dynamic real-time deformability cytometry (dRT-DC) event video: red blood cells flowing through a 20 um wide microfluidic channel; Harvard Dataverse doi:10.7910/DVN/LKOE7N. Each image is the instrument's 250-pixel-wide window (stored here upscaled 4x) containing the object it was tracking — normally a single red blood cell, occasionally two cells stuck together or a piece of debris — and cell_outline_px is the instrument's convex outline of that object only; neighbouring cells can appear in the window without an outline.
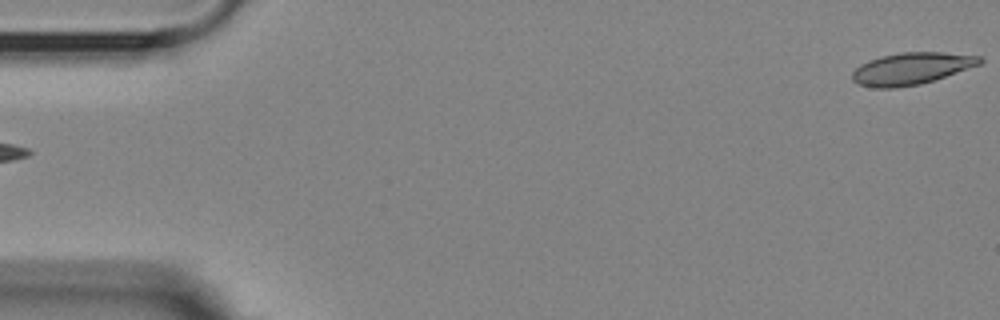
{"species": "Egyptian fruit bat (a non-hibernating species)", "species_latin": "Rousettus aegyptiacus", "temperature_condition": "room temperature", "stored_images_in_passage": 56, "camera_frame_rate_fps": 3000, "um_per_image_px": 0.085, "animal": {"sex": "female"}, "frame": {"image": 1, "passage_image": 1, "time_ms": 0.0, "image_size_px": [1000, 320], "cell_outline_px": [[984, 60], [980, 64], [920, 84], [896, 88], [876, 88], [856, 84], [852, 80], [852, 72], [860, 64], [868, 60], [880, 56], [900, 52], [940, 52], [980, 56]], "centroid_in_image_um": [77.4, 5.82], "position_along_channel_um": 7.6, "area_um2": 23.64}}
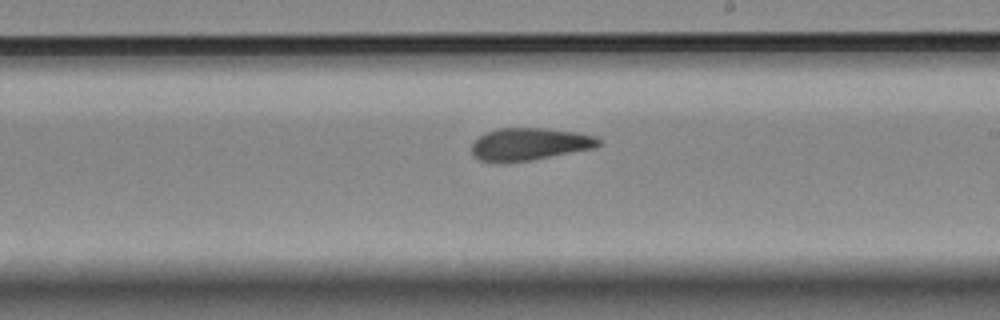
{"frame": {"image": 2, "passage_image": 32, "time_ms": 10.333, "image_size_px": [1000, 320], "cell_outline_px": [[600, 144], [596, 148], [532, 160], [504, 164], [492, 164], [480, 160], [472, 156], [472, 144], [484, 132], [500, 128], [544, 128], [576, 132], [596, 136], [600, 140]], "centroid_in_image_um": [44.97, 12.28], "position_along_channel_um": 244.0, "area_um2": 24.51}}
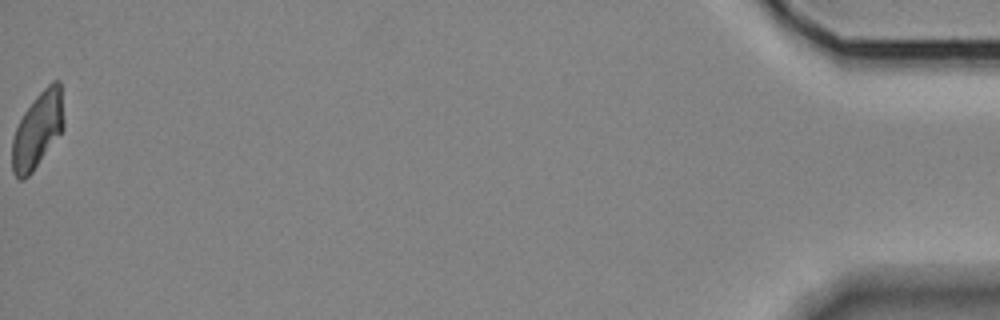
{"frame": {"image": 3, "passage_image": 56, "time_ms": 18.333, "image_size_px": [1000, 320], "cell_outline_px": [[64, 128], [32, 172], [24, 180], [20, 180], [12, 172], [12, 140], [16, 128], [24, 112], [36, 96], [52, 80], [60, 80], [64, 120]], "centroid_in_image_um": [3.2, 11.05], "position_along_channel_um": 432.0, "area_um2": 22.72}, "authors_computed_cell_mechanics": {"area_um2": 24.1315, "velocity_mm_per_s": 3.5738, "shape_relaxation_time_tau1_ms": null, "shape_relaxation_time_tau2_ms": 4.0322, "deformation_change_tau1": null, "deformation_change_tau2": 0.1056}}